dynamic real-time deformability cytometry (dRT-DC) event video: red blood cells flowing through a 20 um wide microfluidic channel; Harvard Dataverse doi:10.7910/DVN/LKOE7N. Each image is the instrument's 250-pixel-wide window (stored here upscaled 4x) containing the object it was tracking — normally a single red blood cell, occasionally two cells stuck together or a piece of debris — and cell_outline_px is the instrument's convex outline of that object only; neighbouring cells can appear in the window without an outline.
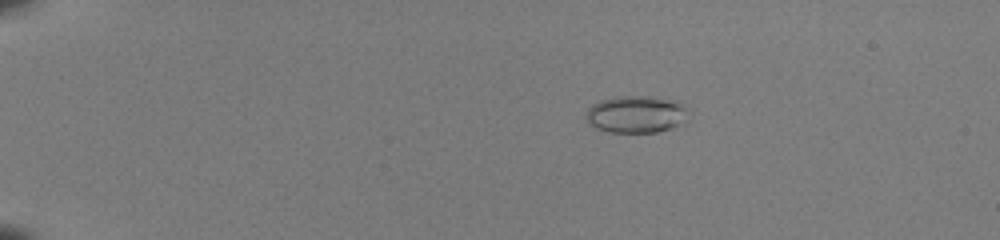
{"species": "common noctule bat (a hibernating species)", "species_latin": "Nyctalus noctula", "temperature_condition": "room temperature", "stored_images_in_passage": 53, "camera_frame_rate_fps": 3000, "um_per_image_px": 0.085, "animal": {"sex": "female", "body_mass_g": 22.0, "forearm_length_mm": 56.7}, "frame": {"image": 1, "passage_image": 12, "time_ms": 3.667, "image_size_px": [1000, 240], "cell_outline_px": [[688, 108], [680, 124], [672, 128], [656, 132], [608, 132], [596, 128], [588, 124], [588, 108], [592, 104], [600, 100], [616, 96], [648, 96], [664, 100]], "centroid_in_image_um": [53.98, 9.73], "position_along_channel_um": 31.0, "area_um2": 21.5}}
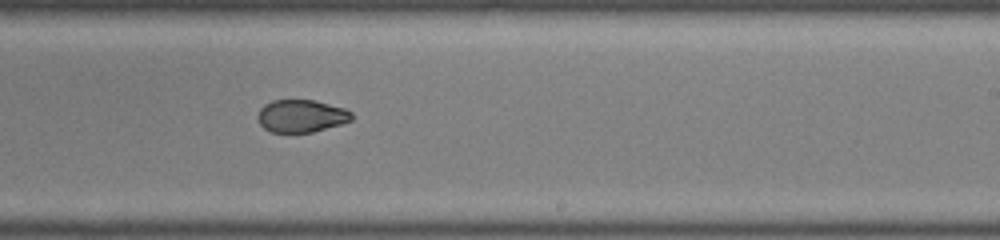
{"frame": {"image": 2, "passage_image": 36, "time_ms": 11.667, "image_size_px": [1000, 240], "cell_outline_px": [[352, 120], [340, 124], [312, 132], [272, 132], [264, 128], [260, 124], [256, 116], [260, 108], [264, 104], [272, 100], [316, 100], [344, 108], [352, 112]], "centroid_in_image_um": [25.59, 9.84], "position_along_channel_um": 263.4, "area_um2": 17.86}}
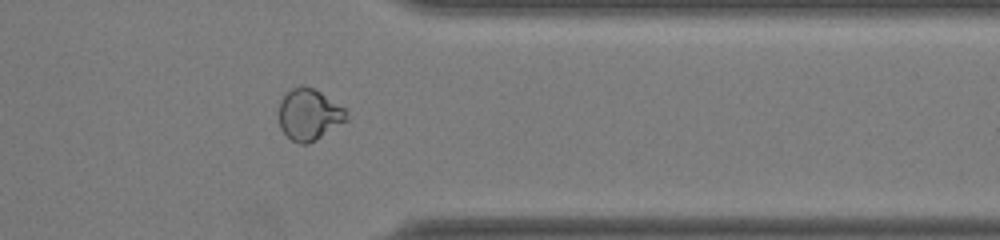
{"frame": {"image": 3, "passage_image": 45, "time_ms": 14.667, "image_size_px": [1000, 240], "cell_outline_px": [[348, 120], [316, 140], [308, 144], [300, 144], [292, 140], [280, 128], [276, 116], [280, 100], [292, 88], [312, 88], [320, 92], [344, 108]], "centroid_in_image_um": [26.23, 9.78], "position_along_channel_um": 385.2, "area_um2": 20.11}, "authors_computed_cell_mechanics": {"area_um2": 20.23, "velocity_mm_per_s": 4.105, "shape_relaxation_time_tau1_ms": null, "shape_relaxation_time_tau2_ms": 1.2446, "deformation_change_tau1": null, "deformation_change_tau2": 0.0554}}